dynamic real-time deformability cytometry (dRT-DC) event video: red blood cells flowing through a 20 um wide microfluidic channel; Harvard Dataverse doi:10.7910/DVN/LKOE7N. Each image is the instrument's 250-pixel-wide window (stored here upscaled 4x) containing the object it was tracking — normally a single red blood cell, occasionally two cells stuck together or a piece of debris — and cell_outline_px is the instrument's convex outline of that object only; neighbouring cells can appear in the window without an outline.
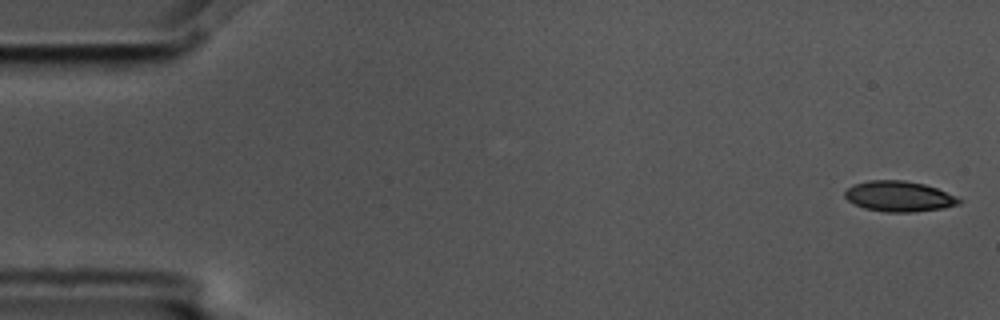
{"species": "common noctule bat (a hibernating species)", "species_latin": "Nyctalus noctula", "temperature_condition": "cold", "stored_images_in_passage": 5, "camera_frame_rate_fps": 3000, "um_per_image_px": 0.085, "animal": {"sex": "male", "body_mass_g": 17.5, "forearm_length_mm": 52.3}, "frame": {"image": 1, "passage_image": 1, "time_ms": 0.0, "image_size_px": [1000, 320], "cell_outline_px": [[960, 204], [944, 208], [912, 212], [884, 212], [864, 208], [848, 200], [844, 196], [844, 192], [852, 184], [868, 180], [904, 180], [924, 184], [936, 188], [956, 196], [960, 200]], "centroid_in_image_um": [76.4, 16.68], "position_along_channel_um": 8.6, "area_um2": 20.29}}
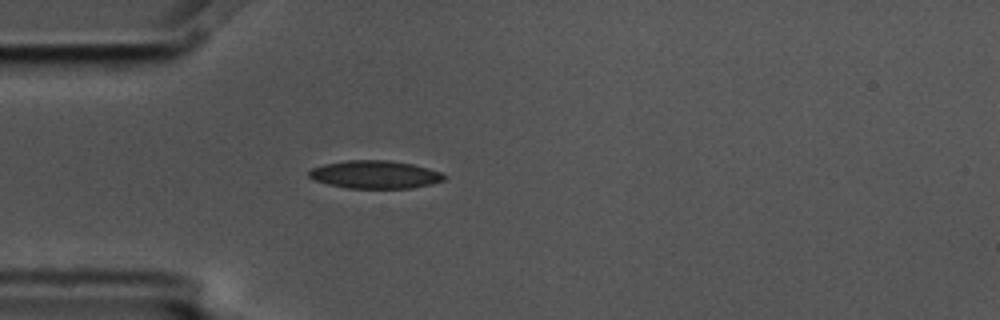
{"frame": {"image": 2, "passage_image": 5, "time_ms": 1.333, "image_size_px": [1000, 320], "cell_outline_px": [[448, 176], [444, 180], [432, 184], [412, 188], [348, 188], [328, 184], [316, 180], [308, 176], [308, 172], [312, 168], [324, 164], [348, 160], [388, 160], [412, 164], [428, 168], [440, 172]], "centroid_in_image_um": [31.9, 14.83], "position_along_channel_um": 53.1, "area_um2": 21.96}}